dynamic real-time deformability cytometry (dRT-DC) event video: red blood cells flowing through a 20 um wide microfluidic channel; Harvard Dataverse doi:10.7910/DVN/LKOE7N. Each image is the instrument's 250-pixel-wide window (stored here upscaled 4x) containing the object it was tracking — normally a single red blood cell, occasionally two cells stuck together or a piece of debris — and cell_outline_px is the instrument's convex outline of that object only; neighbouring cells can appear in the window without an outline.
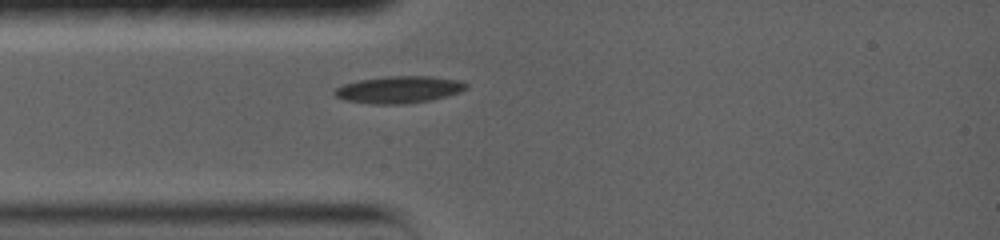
{"species": "common noctule bat (a hibernating species)", "species_latin": "Nyctalus noctula", "temperature_condition": "warm", "stored_images_in_passage": 1, "camera_frame_rate_fps": 5000, "um_per_image_px": 0.085, "animal": {"sex": "female", "body_mass_g": 19.0, "forearm_length_mm": 56.7}, "frame": {"image": 1, "passage_image": 1, "time_ms": 0.0, "image_size_px": [1000, 240], "cell_outline_px": [[468, 88], [460, 92], [448, 96], [432, 100], [400, 104], [372, 104], [344, 100], [336, 96], [332, 92], [336, 88], [344, 84], [360, 80], [388, 76], [432, 76], [460, 80], [468, 84]], "centroid_in_image_um": [33.95, 7.61], "position_along_channel_um": 51.1, "area_um2": 20.81}}